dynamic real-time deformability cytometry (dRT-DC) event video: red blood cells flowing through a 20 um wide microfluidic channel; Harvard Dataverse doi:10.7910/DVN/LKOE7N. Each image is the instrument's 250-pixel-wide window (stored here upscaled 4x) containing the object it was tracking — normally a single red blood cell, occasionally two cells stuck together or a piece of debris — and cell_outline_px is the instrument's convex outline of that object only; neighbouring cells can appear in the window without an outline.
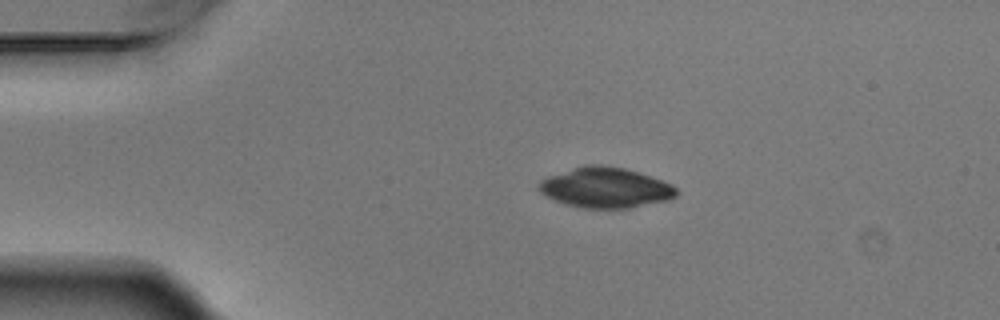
{"species": "Egyptian fruit bat (a non-hibernating species)", "species_latin": "Rousettus aegyptiacus", "temperature_condition": "warm", "stored_images_in_passage": 7, "camera_frame_rate_fps": 3000, "um_per_image_px": 0.085, "animal": {"sex": "male"}, "frame": {"image": 1, "passage_image": 2, "time_ms": 0.333, "image_size_px": [1000, 320], "cell_outline_px": [[680, 192], [676, 196], [668, 200], [628, 208], [584, 208], [568, 204], [556, 200], [540, 192], [536, 188], [536, 184], [540, 180], [548, 176], [584, 164], [600, 164], [624, 168], [640, 172], [664, 180], [672, 184]], "centroid_in_image_um": [51.49, 15.93], "position_along_channel_um": 33.5, "area_um2": 32.54}}